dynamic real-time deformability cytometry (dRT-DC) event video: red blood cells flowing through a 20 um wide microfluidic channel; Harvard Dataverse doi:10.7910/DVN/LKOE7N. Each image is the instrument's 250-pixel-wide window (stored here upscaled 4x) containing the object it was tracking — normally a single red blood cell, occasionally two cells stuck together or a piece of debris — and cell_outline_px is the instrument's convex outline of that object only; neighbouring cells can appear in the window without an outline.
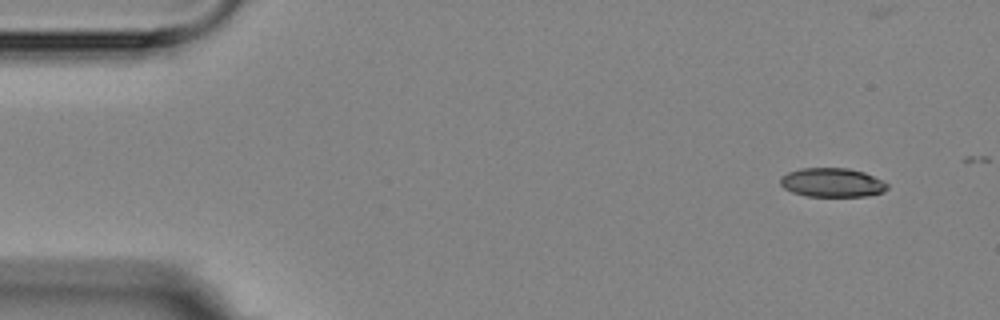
{"species": "Egyptian fruit bat (a non-hibernating species)", "species_latin": "Rousettus aegyptiacus", "temperature_condition": "room temperature", "stored_images_in_passage": 4, "camera_frame_rate_fps": 3000, "um_per_image_px": 0.085, "animal": {"sex": "female"}, "frame": {"image": 1, "passage_image": 1, "time_ms": 0.0, "image_size_px": [1000, 320], "cell_outline_px": [[888, 188], [884, 192], [868, 196], [804, 196], [792, 192], [784, 188], [780, 184], [780, 176], [788, 172], [800, 168], [848, 168], [864, 172], [888, 184]], "centroid_in_image_um": [70.7, 15.52], "position_along_channel_um": 14.3, "area_um2": 18.15}}
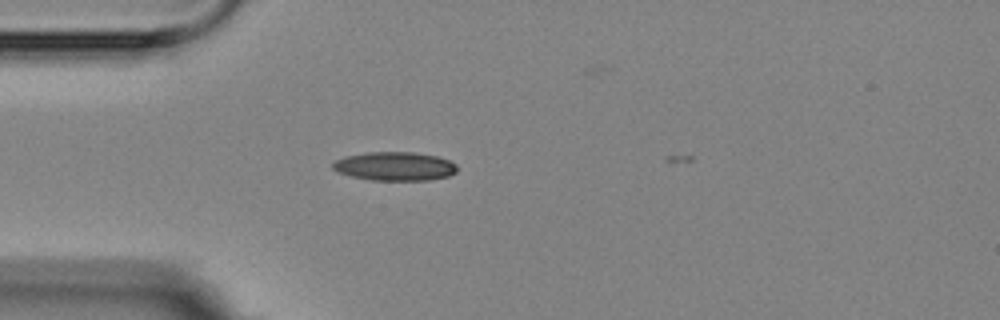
{"frame": {"image": 2, "passage_image": 4, "time_ms": 3.667, "image_size_px": [1000, 320], "cell_outline_px": [[456, 172], [448, 176], [428, 180], [372, 180], [352, 176], [336, 172], [332, 168], [332, 164], [336, 160], [344, 156], [368, 152], [416, 152], [436, 156], [448, 160], [456, 164]], "centroid_in_image_um": [33.53, 14.13], "position_along_channel_um": 51.5, "area_um2": 20.81}}